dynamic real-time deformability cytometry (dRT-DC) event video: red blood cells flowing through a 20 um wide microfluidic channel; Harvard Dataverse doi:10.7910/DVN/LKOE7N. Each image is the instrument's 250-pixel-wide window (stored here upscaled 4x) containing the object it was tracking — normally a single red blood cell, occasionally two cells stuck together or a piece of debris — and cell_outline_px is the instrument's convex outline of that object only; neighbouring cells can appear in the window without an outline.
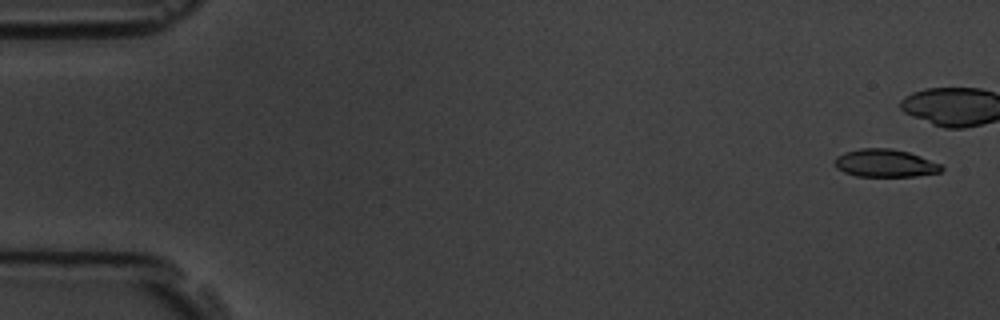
{"species": "common noctule bat (a hibernating species)", "species_latin": "Nyctalus noctula", "temperature_condition": "room temperature", "stored_images_in_passage": 6, "camera_frame_rate_fps": 3000, "um_per_image_px": 0.085, "animal": {"sex": "male", "body_mass_g": 19.5, "forearm_length_mm": 54.6}, "frame": {"image": 1, "passage_image": 1, "time_ms": 0.0, "image_size_px": [1000, 320], "cell_outline_px": [[944, 168], [940, 172], [916, 176], [856, 176], [844, 172], [836, 168], [832, 160], [836, 156], [844, 152], [860, 148], [892, 148], [908, 152], [920, 156], [940, 164]], "centroid_in_image_um": [75.18, 13.86], "position_along_channel_um": 9.8, "area_um2": 17.4}}